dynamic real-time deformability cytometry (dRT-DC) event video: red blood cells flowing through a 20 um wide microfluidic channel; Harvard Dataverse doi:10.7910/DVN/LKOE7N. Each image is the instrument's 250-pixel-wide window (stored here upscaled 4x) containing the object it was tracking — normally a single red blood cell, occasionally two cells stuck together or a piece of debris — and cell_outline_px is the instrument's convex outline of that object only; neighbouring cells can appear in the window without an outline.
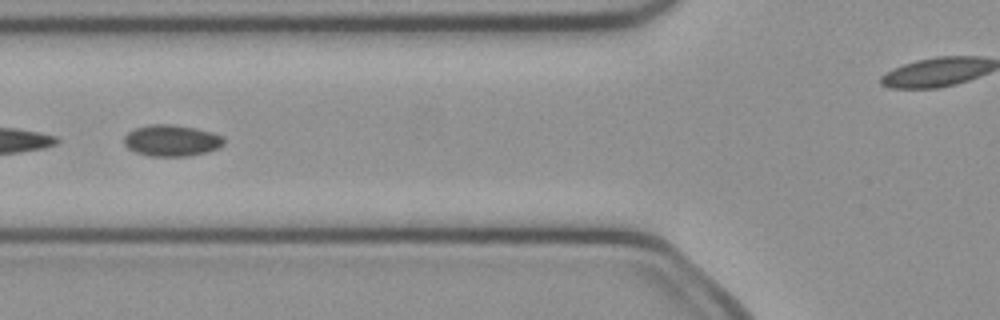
{"species": "common noctule bat (a hibernating species)", "species_latin": "Nyctalus noctula", "temperature_condition": "cold", "stored_images_in_passage": 18, "camera_frame_rate_fps": 3000, "um_per_image_px": 0.085, "animal": {"sex": "female", "body_mass_g": 21.9}, "frame": {"image": 1, "passage_image": 13, "time_ms": 4.0, "image_size_px": [1000, 320], "cell_outline_px": [[224, 144], [208, 152], [188, 156], [148, 156], [136, 152], [128, 148], [124, 144], [124, 136], [128, 132], [136, 128], [148, 124], [172, 124], [196, 128], [212, 132], [224, 136]], "centroid_in_image_um": [14.59, 11.94], "position_along_channel_um": 111.2, "area_um2": 18.38}}